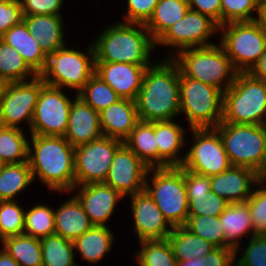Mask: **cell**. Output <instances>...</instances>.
Wrapping results in <instances>:
<instances>
[{
	"label": "cell",
	"instance_id": "21",
	"mask_svg": "<svg viewBox=\"0 0 266 266\" xmlns=\"http://www.w3.org/2000/svg\"><path fill=\"white\" fill-rule=\"evenodd\" d=\"M186 126L175 119L155 122L158 168L181 167L186 156ZM183 150V151H182ZM184 152V153H183Z\"/></svg>",
	"mask_w": 266,
	"mask_h": 266
},
{
	"label": "cell",
	"instance_id": "56",
	"mask_svg": "<svg viewBox=\"0 0 266 266\" xmlns=\"http://www.w3.org/2000/svg\"><path fill=\"white\" fill-rule=\"evenodd\" d=\"M7 163H5L2 159H0V173L3 171V168L5 167Z\"/></svg>",
	"mask_w": 266,
	"mask_h": 266
},
{
	"label": "cell",
	"instance_id": "44",
	"mask_svg": "<svg viewBox=\"0 0 266 266\" xmlns=\"http://www.w3.org/2000/svg\"><path fill=\"white\" fill-rule=\"evenodd\" d=\"M248 240L245 248L239 246L235 249V264L237 266H266V235H256ZM240 249H244L241 255H239Z\"/></svg>",
	"mask_w": 266,
	"mask_h": 266
},
{
	"label": "cell",
	"instance_id": "20",
	"mask_svg": "<svg viewBox=\"0 0 266 266\" xmlns=\"http://www.w3.org/2000/svg\"><path fill=\"white\" fill-rule=\"evenodd\" d=\"M258 183L259 173L246 167L231 166L210 177L211 191L228 203L246 202Z\"/></svg>",
	"mask_w": 266,
	"mask_h": 266
},
{
	"label": "cell",
	"instance_id": "7",
	"mask_svg": "<svg viewBox=\"0 0 266 266\" xmlns=\"http://www.w3.org/2000/svg\"><path fill=\"white\" fill-rule=\"evenodd\" d=\"M57 49L47 57L45 69L39 75L46 85L72 89L77 94L95 74V52L92 42L84 49ZM66 88V89H65Z\"/></svg>",
	"mask_w": 266,
	"mask_h": 266
},
{
	"label": "cell",
	"instance_id": "32",
	"mask_svg": "<svg viewBox=\"0 0 266 266\" xmlns=\"http://www.w3.org/2000/svg\"><path fill=\"white\" fill-rule=\"evenodd\" d=\"M167 239L177 261L204 257L217 248L212 243L191 233L184 226L173 227Z\"/></svg>",
	"mask_w": 266,
	"mask_h": 266
},
{
	"label": "cell",
	"instance_id": "29",
	"mask_svg": "<svg viewBox=\"0 0 266 266\" xmlns=\"http://www.w3.org/2000/svg\"><path fill=\"white\" fill-rule=\"evenodd\" d=\"M0 38L15 48L38 76L43 72L48 56L42 51L38 41L32 37L24 21L10 28Z\"/></svg>",
	"mask_w": 266,
	"mask_h": 266
},
{
	"label": "cell",
	"instance_id": "14",
	"mask_svg": "<svg viewBox=\"0 0 266 266\" xmlns=\"http://www.w3.org/2000/svg\"><path fill=\"white\" fill-rule=\"evenodd\" d=\"M62 88L44 85L34 110L30 134L64 137L73 100Z\"/></svg>",
	"mask_w": 266,
	"mask_h": 266
},
{
	"label": "cell",
	"instance_id": "22",
	"mask_svg": "<svg viewBox=\"0 0 266 266\" xmlns=\"http://www.w3.org/2000/svg\"><path fill=\"white\" fill-rule=\"evenodd\" d=\"M188 216H220L228 202L211 191L210 177L185 169Z\"/></svg>",
	"mask_w": 266,
	"mask_h": 266
},
{
	"label": "cell",
	"instance_id": "19",
	"mask_svg": "<svg viewBox=\"0 0 266 266\" xmlns=\"http://www.w3.org/2000/svg\"><path fill=\"white\" fill-rule=\"evenodd\" d=\"M149 66L117 62H95V74L113 88L121 99L135 101Z\"/></svg>",
	"mask_w": 266,
	"mask_h": 266
},
{
	"label": "cell",
	"instance_id": "37",
	"mask_svg": "<svg viewBox=\"0 0 266 266\" xmlns=\"http://www.w3.org/2000/svg\"><path fill=\"white\" fill-rule=\"evenodd\" d=\"M0 76L12 83L29 81L38 75L15 48L0 38Z\"/></svg>",
	"mask_w": 266,
	"mask_h": 266
},
{
	"label": "cell",
	"instance_id": "40",
	"mask_svg": "<svg viewBox=\"0 0 266 266\" xmlns=\"http://www.w3.org/2000/svg\"><path fill=\"white\" fill-rule=\"evenodd\" d=\"M77 96L97 112H101L121 99L113 88L96 74L89 79Z\"/></svg>",
	"mask_w": 266,
	"mask_h": 266
},
{
	"label": "cell",
	"instance_id": "6",
	"mask_svg": "<svg viewBox=\"0 0 266 266\" xmlns=\"http://www.w3.org/2000/svg\"><path fill=\"white\" fill-rule=\"evenodd\" d=\"M144 189L172 227L185 225L188 218V198L185 169L182 166L149 168Z\"/></svg>",
	"mask_w": 266,
	"mask_h": 266
},
{
	"label": "cell",
	"instance_id": "9",
	"mask_svg": "<svg viewBox=\"0 0 266 266\" xmlns=\"http://www.w3.org/2000/svg\"><path fill=\"white\" fill-rule=\"evenodd\" d=\"M180 114L189 128H215L222 122L223 92L179 70ZM186 115V116H185Z\"/></svg>",
	"mask_w": 266,
	"mask_h": 266
},
{
	"label": "cell",
	"instance_id": "35",
	"mask_svg": "<svg viewBox=\"0 0 266 266\" xmlns=\"http://www.w3.org/2000/svg\"><path fill=\"white\" fill-rule=\"evenodd\" d=\"M24 129L0 125V159L5 163L28 162L29 138Z\"/></svg>",
	"mask_w": 266,
	"mask_h": 266
},
{
	"label": "cell",
	"instance_id": "28",
	"mask_svg": "<svg viewBox=\"0 0 266 266\" xmlns=\"http://www.w3.org/2000/svg\"><path fill=\"white\" fill-rule=\"evenodd\" d=\"M113 231L108 226H93L74 242L75 254L88 264L98 265L112 251L115 243Z\"/></svg>",
	"mask_w": 266,
	"mask_h": 266
},
{
	"label": "cell",
	"instance_id": "1",
	"mask_svg": "<svg viewBox=\"0 0 266 266\" xmlns=\"http://www.w3.org/2000/svg\"><path fill=\"white\" fill-rule=\"evenodd\" d=\"M29 135L28 164L33 180H39L53 195L70 192L75 187V148L62 136Z\"/></svg>",
	"mask_w": 266,
	"mask_h": 266
},
{
	"label": "cell",
	"instance_id": "15",
	"mask_svg": "<svg viewBox=\"0 0 266 266\" xmlns=\"http://www.w3.org/2000/svg\"><path fill=\"white\" fill-rule=\"evenodd\" d=\"M44 85L40 76L29 81L9 83L0 99V125L24 129L21 124H26L30 132L34 110Z\"/></svg>",
	"mask_w": 266,
	"mask_h": 266
},
{
	"label": "cell",
	"instance_id": "48",
	"mask_svg": "<svg viewBox=\"0 0 266 266\" xmlns=\"http://www.w3.org/2000/svg\"><path fill=\"white\" fill-rule=\"evenodd\" d=\"M126 13H123L125 23L145 24L153 14L159 0H126Z\"/></svg>",
	"mask_w": 266,
	"mask_h": 266
},
{
	"label": "cell",
	"instance_id": "16",
	"mask_svg": "<svg viewBox=\"0 0 266 266\" xmlns=\"http://www.w3.org/2000/svg\"><path fill=\"white\" fill-rule=\"evenodd\" d=\"M148 170L149 167L123 144L114 156L104 184L126 198L144 190Z\"/></svg>",
	"mask_w": 266,
	"mask_h": 266
},
{
	"label": "cell",
	"instance_id": "42",
	"mask_svg": "<svg viewBox=\"0 0 266 266\" xmlns=\"http://www.w3.org/2000/svg\"><path fill=\"white\" fill-rule=\"evenodd\" d=\"M24 207L15 201H0V242L24 232Z\"/></svg>",
	"mask_w": 266,
	"mask_h": 266
},
{
	"label": "cell",
	"instance_id": "36",
	"mask_svg": "<svg viewBox=\"0 0 266 266\" xmlns=\"http://www.w3.org/2000/svg\"><path fill=\"white\" fill-rule=\"evenodd\" d=\"M43 266H79L74 244L54 233L40 239Z\"/></svg>",
	"mask_w": 266,
	"mask_h": 266
},
{
	"label": "cell",
	"instance_id": "53",
	"mask_svg": "<svg viewBox=\"0 0 266 266\" xmlns=\"http://www.w3.org/2000/svg\"><path fill=\"white\" fill-rule=\"evenodd\" d=\"M0 266H20L3 248L0 247Z\"/></svg>",
	"mask_w": 266,
	"mask_h": 266
},
{
	"label": "cell",
	"instance_id": "17",
	"mask_svg": "<svg viewBox=\"0 0 266 266\" xmlns=\"http://www.w3.org/2000/svg\"><path fill=\"white\" fill-rule=\"evenodd\" d=\"M129 199L131 219L134 222L133 232L136 233L138 242L167 239L173 227L164 218L146 190L129 196Z\"/></svg>",
	"mask_w": 266,
	"mask_h": 266
},
{
	"label": "cell",
	"instance_id": "25",
	"mask_svg": "<svg viewBox=\"0 0 266 266\" xmlns=\"http://www.w3.org/2000/svg\"><path fill=\"white\" fill-rule=\"evenodd\" d=\"M63 20V15H24L30 34L47 56L66 45Z\"/></svg>",
	"mask_w": 266,
	"mask_h": 266
},
{
	"label": "cell",
	"instance_id": "41",
	"mask_svg": "<svg viewBox=\"0 0 266 266\" xmlns=\"http://www.w3.org/2000/svg\"><path fill=\"white\" fill-rule=\"evenodd\" d=\"M184 227L217 248H225V233L220 216H188Z\"/></svg>",
	"mask_w": 266,
	"mask_h": 266
},
{
	"label": "cell",
	"instance_id": "38",
	"mask_svg": "<svg viewBox=\"0 0 266 266\" xmlns=\"http://www.w3.org/2000/svg\"><path fill=\"white\" fill-rule=\"evenodd\" d=\"M139 249L136 250L138 266H177V260L173 254L168 239L139 241Z\"/></svg>",
	"mask_w": 266,
	"mask_h": 266
},
{
	"label": "cell",
	"instance_id": "13",
	"mask_svg": "<svg viewBox=\"0 0 266 266\" xmlns=\"http://www.w3.org/2000/svg\"><path fill=\"white\" fill-rule=\"evenodd\" d=\"M122 140L102 136L75 147V186L104 183Z\"/></svg>",
	"mask_w": 266,
	"mask_h": 266
},
{
	"label": "cell",
	"instance_id": "23",
	"mask_svg": "<svg viewBox=\"0 0 266 266\" xmlns=\"http://www.w3.org/2000/svg\"><path fill=\"white\" fill-rule=\"evenodd\" d=\"M102 136L99 112L85 103L75 93L64 137L75 148L97 140Z\"/></svg>",
	"mask_w": 266,
	"mask_h": 266
},
{
	"label": "cell",
	"instance_id": "54",
	"mask_svg": "<svg viewBox=\"0 0 266 266\" xmlns=\"http://www.w3.org/2000/svg\"><path fill=\"white\" fill-rule=\"evenodd\" d=\"M8 84L9 82L0 76V99L5 94Z\"/></svg>",
	"mask_w": 266,
	"mask_h": 266
},
{
	"label": "cell",
	"instance_id": "5",
	"mask_svg": "<svg viewBox=\"0 0 266 266\" xmlns=\"http://www.w3.org/2000/svg\"><path fill=\"white\" fill-rule=\"evenodd\" d=\"M222 122L266 125V83L247 72H238L223 93Z\"/></svg>",
	"mask_w": 266,
	"mask_h": 266
},
{
	"label": "cell",
	"instance_id": "12",
	"mask_svg": "<svg viewBox=\"0 0 266 266\" xmlns=\"http://www.w3.org/2000/svg\"><path fill=\"white\" fill-rule=\"evenodd\" d=\"M218 33L219 25L213 19L189 8L185 16L155 42V48L157 50L159 45L169 48L166 58H172L184 49L215 44L211 38Z\"/></svg>",
	"mask_w": 266,
	"mask_h": 266
},
{
	"label": "cell",
	"instance_id": "33",
	"mask_svg": "<svg viewBox=\"0 0 266 266\" xmlns=\"http://www.w3.org/2000/svg\"><path fill=\"white\" fill-rule=\"evenodd\" d=\"M34 180L28 162L6 164L0 173V201H15Z\"/></svg>",
	"mask_w": 266,
	"mask_h": 266
},
{
	"label": "cell",
	"instance_id": "52",
	"mask_svg": "<svg viewBox=\"0 0 266 266\" xmlns=\"http://www.w3.org/2000/svg\"><path fill=\"white\" fill-rule=\"evenodd\" d=\"M255 22L266 33V2H259Z\"/></svg>",
	"mask_w": 266,
	"mask_h": 266
},
{
	"label": "cell",
	"instance_id": "27",
	"mask_svg": "<svg viewBox=\"0 0 266 266\" xmlns=\"http://www.w3.org/2000/svg\"><path fill=\"white\" fill-rule=\"evenodd\" d=\"M220 221L225 233V248L234 250L244 245L242 239L255 235L250 209L246 202L228 203L224 212L220 215Z\"/></svg>",
	"mask_w": 266,
	"mask_h": 266
},
{
	"label": "cell",
	"instance_id": "51",
	"mask_svg": "<svg viewBox=\"0 0 266 266\" xmlns=\"http://www.w3.org/2000/svg\"><path fill=\"white\" fill-rule=\"evenodd\" d=\"M247 73H249L252 77L262 80L266 83V49L265 52L260 56L259 60Z\"/></svg>",
	"mask_w": 266,
	"mask_h": 266
},
{
	"label": "cell",
	"instance_id": "50",
	"mask_svg": "<svg viewBox=\"0 0 266 266\" xmlns=\"http://www.w3.org/2000/svg\"><path fill=\"white\" fill-rule=\"evenodd\" d=\"M189 8L213 19L221 26V0H187Z\"/></svg>",
	"mask_w": 266,
	"mask_h": 266
},
{
	"label": "cell",
	"instance_id": "3",
	"mask_svg": "<svg viewBox=\"0 0 266 266\" xmlns=\"http://www.w3.org/2000/svg\"><path fill=\"white\" fill-rule=\"evenodd\" d=\"M95 62H117L140 66H151V53L155 41L141 23H125L116 20L104 27L95 39H92Z\"/></svg>",
	"mask_w": 266,
	"mask_h": 266
},
{
	"label": "cell",
	"instance_id": "47",
	"mask_svg": "<svg viewBox=\"0 0 266 266\" xmlns=\"http://www.w3.org/2000/svg\"><path fill=\"white\" fill-rule=\"evenodd\" d=\"M24 21L21 0H0V37Z\"/></svg>",
	"mask_w": 266,
	"mask_h": 266
},
{
	"label": "cell",
	"instance_id": "46",
	"mask_svg": "<svg viewBox=\"0 0 266 266\" xmlns=\"http://www.w3.org/2000/svg\"><path fill=\"white\" fill-rule=\"evenodd\" d=\"M233 248H215L204 257L178 261L177 266H232L235 263Z\"/></svg>",
	"mask_w": 266,
	"mask_h": 266
},
{
	"label": "cell",
	"instance_id": "30",
	"mask_svg": "<svg viewBox=\"0 0 266 266\" xmlns=\"http://www.w3.org/2000/svg\"><path fill=\"white\" fill-rule=\"evenodd\" d=\"M124 144L149 168H158L155 122L139 120Z\"/></svg>",
	"mask_w": 266,
	"mask_h": 266
},
{
	"label": "cell",
	"instance_id": "2",
	"mask_svg": "<svg viewBox=\"0 0 266 266\" xmlns=\"http://www.w3.org/2000/svg\"><path fill=\"white\" fill-rule=\"evenodd\" d=\"M154 61L135 100L138 118L146 122L173 120L180 114L179 67L171 58Z\"/></svg>",
	"mask_w": 266,
	"mask_h": 266
},
{
	"label": "cell",
	"instance_id": "10",
	"mask_svg": "<svg viewBox=\"0 0 266 266\" xmlns=\"http://www.w3.org/2000/svg\"><path fill=\"white\" fill-rule=\"evenodd\" d=\"M219 37L238 72H248L266 49V33L255 21L223 24L219 26Z\"/></svg>",
	"mask_w": 266,
	"mask_h": 266
},
{
	"label": "cell",
	"instance_id": "55",
	"mask_svg": "<svg viewBox=\"0 0 266 266\" xmlns=\"http://www.w3.org/2000/svg\"><path fill=\"white\" fill-rule=\"evenodd\" d=\"M259 182L266 187V167L265 169L259 174Z\"/></svg>",
	"mask_w": 266,
	"mask_h": 266
},
{
	"label": "cell",
	"instance_id": "11",
	"mask_svg": "<svg viewBox=\"0 0 266 266\" xmlns=\"http://www.w3.org/2000/svg\"><path fill=\"white\" fill-rule=\"evenodd\" d=\"M190 131L192 137L190 146L186 148L182 164L184 169L211 177L225 172L232 166L219 132L215 128H190Z\"/></svg>",
	"mask_w": 266,
	"mask_h": 266
},
{
	"label": "cell",
	"instance_id": "34",
	"mask_svg": "<svg viewBox=\"0 0 266 266\" xmlns=\"http://www.w3.org/2000/svg\"><path fill=\"white\" fill-rule=\"evenodd\" d=\"M0 245L20 266H43L39 238L21 234L5 238Z\"/></svg>",
	"mask_w": 266,
	"mask_h": 266
},
{
	"label": "cell",
	"instance_id": "39",
	"mask_svg": "<svg viewBox=\"0 0 266 266\" xmlns=\"http://www.w3.org/2000/svg\"><path fill=\"white\" fill-rule=\"evenodd\" d=\"M54 233V208L51 205L39 202L31 208L26 207L23 234L41 239Z\"/></svg>",
	"mask_w": 266,
	"mask_h": 266
},
{
	"label": "cell",
	"instance_id": "18",
	"mask_svg": "<svg viewBox=\"0 0 266 266\" xmlns=\"http://www.w3.org/2000/svg\"><path fill=\"white\" fill-rule=\"evenodd\" d=\"M70 192L68 195L73 193L94 226H108L106 223L116 212L117 203L124 199L119 192L104 183L75 186Z\"/></svg>",
	"mask_w": 266,
	"mask_h": 266
},
{
	"label": "cell",
	"instance_id": "8",
	"mask_svg": "<svg viewBox=\"0 0 266 266\" xmlns=\"http://www.w3.org/2000/svg\"><path fill=\"white\" fill-rule=\"evenodd\" d=\"M215 129L232 166L261 173L266 167V125L221 122Z\"/></svg>",
	"mask_w": 266,
	"mask_h": 266
},
{
	"label": "cell",
	"instance_id": "43",
	"mask_svg": "<svg viewBox=\"0 0 266 266\" xmlns=\"http://www.w3.org/2000/svg\"><path fill=\"white\" fill-rule=\"evenodd\" d=\"M259 0H221V25L255 21Z\"/></svg>",
	"mask_w": 266,
	"mask_h": 266
},
{
	"label": "cell",
	"instance_id": "24",
	"mask_svg": "<svg viewBox=\"0 0 266 266\" xmlns=\"http://www.w3.org/2000/svg\"><path fill=\"white\" fill-rule=\"evenodd\" d=\"M103 136L124 141L139 121L136 102L120 99L99 112Z\"/></svg>",
	"mask_w": 266,
	"mask_h": 266
},
{
	"label": "cell",
	"instance_id": "31",
	"mask_svg": "<svg viewBox=\"0 0 266 266\" xmlns=\"http://www.w3.org/2000/svg\"><path fill=\"white\" fill-rule=\"evenodd\" d=\"M188 10L187 0H159L152 16L144 25L156 42L168 28L182 19Z\"/></svg>",
	"mask_w": 266,
	"mask_h": 266
},
{
	"label": "cell",
	"instance_id": "4",
	"mask_svg": "<svg viewBox=\"0 0 266 266\" xmlns=\"http://www.w3.org/2000/svg\"><path fill=\"white\" fill-rule=\"evenodd\" d=\"M171 59L185 77L211 85L223 93L233 85L238 74L219 42L209 46L184 49Z\"/></svg>",
	"mask_w": 266,
	"mask_h": 266
},
{
	"label": "cell",
	"instance_id": "49",
	"mask_svg": "<svg viewBox=\"0 0 266 266\" xmlns=\"http://www.w3.org/2000/svg\"><path fill=\"white\" fill-rule=\"evenodd\" d=\"M64 0H21L24 15H62Z\"/></svg>",
	"mask_w": 266,
	"mask_h": 266
},
{
	"label": "cell",
	"instance_id": "45",
	"mask_svg": "<svg viewBox=\"0 0 266 266\" xmlns=\"http://www.w3.org/2000/svg\"><path fill=\"white\" fill-rule=\"evenodd\" d=\"M246 203L250 209L255 235H266V187L259 182Z\"/></svg>",
	"mask_w": 266,
	"mask_h": 266
},
{
	"label": "cell",
	"instance_id": "26",
	"mask_svg": "<svg viewBox=\"0 0 266 266\" xmlns=\"http://www.w3.org/2000/svg\"><path fill=\"white\" fill-rule=\"evenodd\" d=\"M54 209L55 233L74 242L94 225L78 199L72 195Z\"/></svg>",
	"mask_w": 266,
	"mask_h": 266
}]
</instances>
